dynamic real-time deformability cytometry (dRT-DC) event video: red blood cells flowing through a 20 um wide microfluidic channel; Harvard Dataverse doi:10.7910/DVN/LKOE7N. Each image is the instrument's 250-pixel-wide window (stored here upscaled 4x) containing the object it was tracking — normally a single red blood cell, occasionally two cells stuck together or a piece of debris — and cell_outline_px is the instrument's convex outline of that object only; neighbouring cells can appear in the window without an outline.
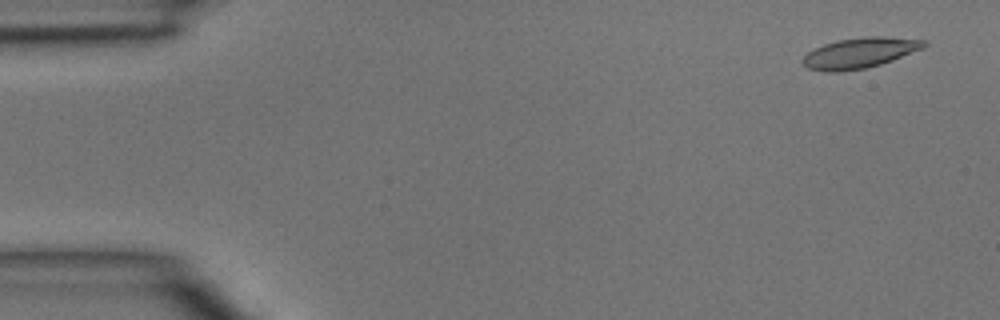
{"species": "common noctule bat (a hibernating species)", "species_latin": "Nyctalus noctula", "temperature_condition": "room temperature", "stored_images_in_passage": 47, "camera_frame_rate_fps": 3000, "um_per_image_px": 0.085, "animal": {"sex": "male", "body_mass_g": 15.6}, "frame": {"image": 1, "passage_image": 3, "time_ms": 0.667, "image_size_px": [1000, 320], "cell_outline_px": [[928, 44], [924, 48], [892, 60], [880, 64], [864, 68], [840, 72], [824, 72], [808, 68], [800, 60], [808, 52], [824, 44], [836, 40], [864, 36], [884, 36], [928, 40]], "centroid_in_image_um": [73.09, 4.48], "position_along_channel_um": 11.9, "area_um2": 21.68}}
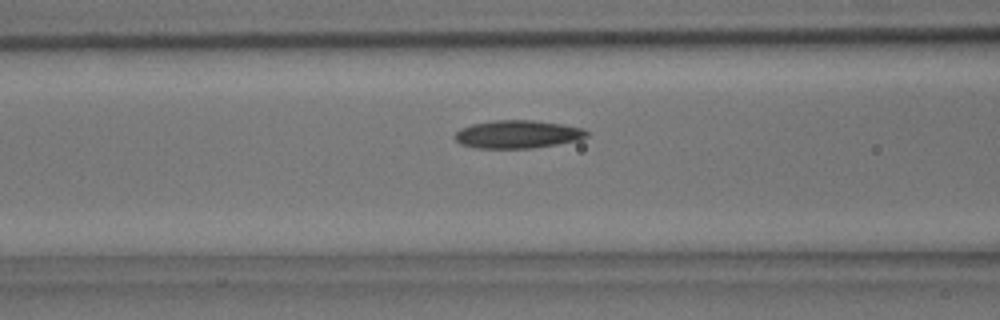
{"frame": {"image": 2, "passage_image": 19, "time_ms": 6.0, "image_size_px": [1000, 320], "cell_outline_px": [[588, 136], [576, 140], [556, 144], [532, 148], [476, 148], [460, 144], [452, 136], [460, 128], [472, 124], [496, 120], [532, 120], [564, 124], [584, 128], [588, 132]], "centroid_in_image_um": [43.97, 11.41], "position_along_channel_um": 122.6, "area_um2": 21.56}}
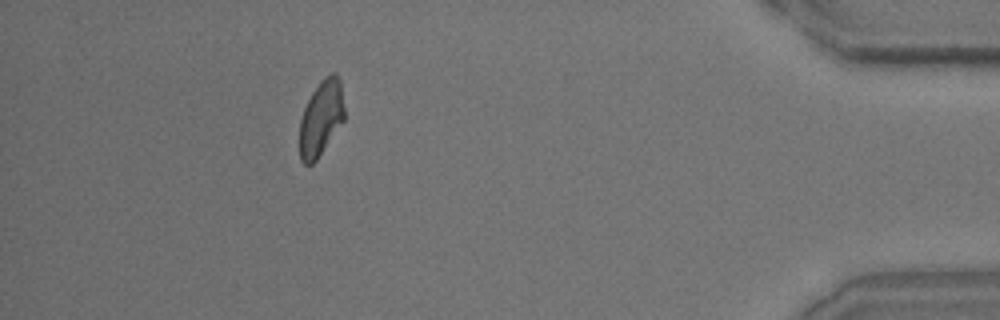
{"frame": {"image": 3, "passage_image": 43, "time_ms": 14.0, "image_size_px": [1000, 320], "cell_outline_px": [[344, 120], [316, 160], [312, 164], [304, 164], [300, 160], [300, 120], [304, 108], [312, 92], [320, 80], [324, 76], [332, 72], [336, 72], [340, 76], [344, 108]], "centroid_in_image_um": [27.3, 9.99], "position_along_channel_um": 407.9, "area_um2": 19.71}}